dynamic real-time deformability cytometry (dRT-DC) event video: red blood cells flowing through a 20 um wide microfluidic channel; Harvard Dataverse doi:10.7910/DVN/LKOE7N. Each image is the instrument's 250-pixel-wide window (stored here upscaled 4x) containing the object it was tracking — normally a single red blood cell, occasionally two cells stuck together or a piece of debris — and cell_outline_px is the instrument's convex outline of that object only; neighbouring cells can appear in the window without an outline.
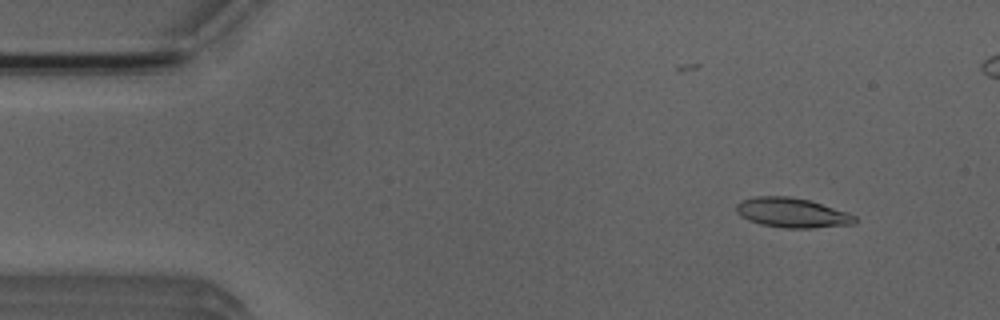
{"species": "Egyptian fruit bat (a non-hibernating species)", "species_latin": "Rousettus aegyptiacus", "temperature_condition": "room temperature", "stored_images_in_passage": 52, "camera_frame_rate_fps": 3000, "um_per_image_px": 0.085, "animal": {"sex": "male"}, "frame": {"image": 1, "passage_image": 5, "time_ms": 1.333, "image_size_px": [1000, 320], "cell_outline_px": [[856, 220], [852, 224], [812, 228], [784, 228], [760, 224], [748, 220], [740, 216], [736, 212], [736, 204], [740, 200], [756, 196], [788, 196], [808, 200], [848, 212], [856, 216]], "centroid_in_image_um": [67.28, 18.08], "position_along_channel_um": 17.7, "area_um2": 20.52}}
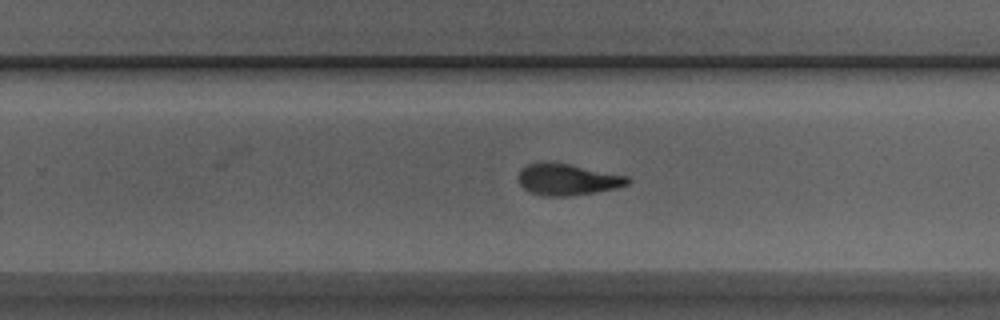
{"frame": {"image": 2, "passage_image": 32, "time_ms": 10.333, "image_size_px": [1000, 320], "cell_outline_px": [[632, 180], [628, 184], [616, 188], [596, 192], [572, 196], [544, 196], [532, 192], [524, 188], [520, 184], [520, 172], [528, 164], [544, 160], [568, 164], [628, 176]], "centroid_in_image_um": [48.26, 15.25], "position_along_channel_um": 281.5, "area_um2": 19.94}}
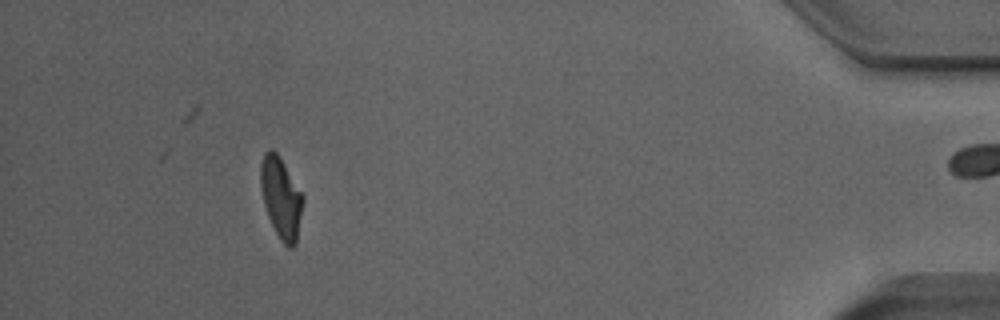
{"frame": {"image": 3, "passage_image": 47, "time_ms": 15.333, "image_size_px": [1000, 320], "cell_outline_px": [[304, 200], [296, 244], [292, 248], [288, 248], [280, 240], [268, 216], [264, 204], [260, 184], [260, 164], [264, 152], [268, 148], [272, 148], [280, 156], [304, 196]], "centroid_in_image_um": [23.89, 16.78], "position_along_channel_um": 411.3, "area_um2": 20.17}, "authors_computed_cell_mechanics": {"area_um2": 20.4323, "velocity_mm_per_s": 3.9253, "shape_relaxation_time_tau1_ms": 4.2444, "shape_relaxation_time_tau2_ms": 2.9808, "deformation_change_tau1": 0.1516, "deformation_change_tau2": 0.1136}}